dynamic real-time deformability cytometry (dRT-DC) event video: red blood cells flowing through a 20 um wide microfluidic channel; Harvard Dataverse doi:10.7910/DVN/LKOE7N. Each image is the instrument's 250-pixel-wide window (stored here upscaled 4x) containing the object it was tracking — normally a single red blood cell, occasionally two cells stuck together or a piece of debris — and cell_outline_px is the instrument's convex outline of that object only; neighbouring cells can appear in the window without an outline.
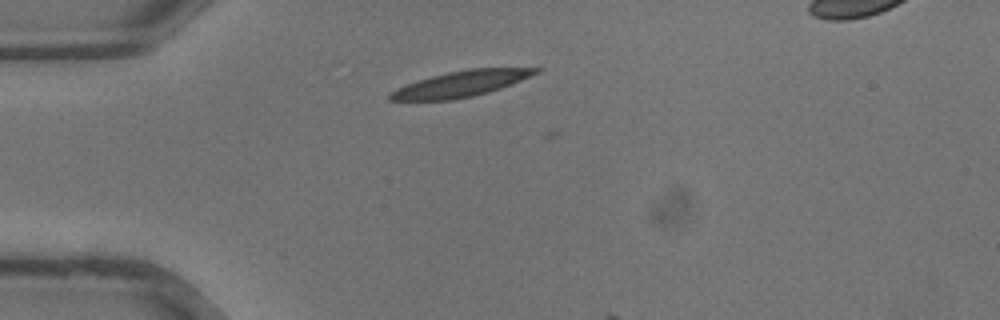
{"species": "common noctule bat (a hibernating species)", "species_latin": "Nyctalus noctula", "temperature_condition": "warm", "stored_images_in_passage": 3, "camera_frame_rate_fps": 3000, "um_per_image_px": 0.085, "animal": {"sex": "male", "body_mass_g": 13.3}, "frame": {"image": 1, "passage_image": 2, "time_ms": 0.333, "image_size_px": [1000, 320], "cell_outline_px": [[540, 72], [500, 88], [488, 92], [472, 96], [452, 100], [388, 100], [388, 96], [396, 88], [432, 76], [448, 72], [472, 68], [540, 68]], "centroid_in_image_um": [39.18, 7.13], "position_along_channel_um": 45.8, "area_um2": 21.44}}